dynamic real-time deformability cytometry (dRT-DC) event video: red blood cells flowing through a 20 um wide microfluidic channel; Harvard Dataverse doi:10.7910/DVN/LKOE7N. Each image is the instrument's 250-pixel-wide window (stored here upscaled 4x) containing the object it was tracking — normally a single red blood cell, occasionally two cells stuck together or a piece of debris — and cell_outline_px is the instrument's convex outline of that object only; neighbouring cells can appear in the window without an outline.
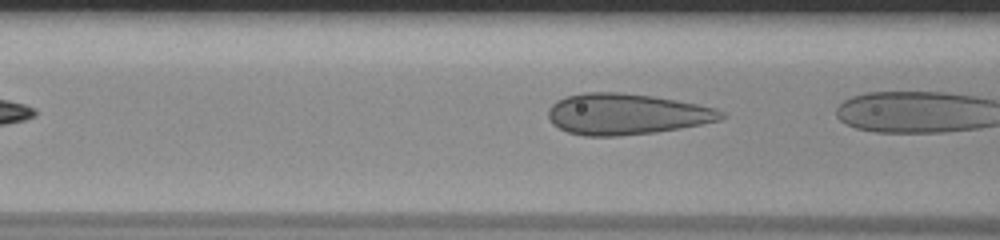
{"species": "human", "species_latin": "Homo sapiens", "temperature_condition": "room temperature", "stored_images_in_passage": 8, "camera_frame_rate_fps": 3000, "um_per_image_px": 0.085, "donor": {"sex": "male"}, "frame": {"image": 1, "passage_image": 7, "time_ms": 2.0, "image_size_px": [1000, 240], "cell_outline_px": [[724, 116], [720, 120], [680, 128], [656, 132], [616, 136], [584, 136], [568, 132], [552, 124], [548, 116], [548, 108], [556, 100], [564, 96], [584, 92], [620, 92], [652, 96], [676, 100], [716, 108], [724, 112]], "centroid_in_image_um": [53.2, 9.69], "position_along_channel_um": 113.4, "area_um2": 41.38}}